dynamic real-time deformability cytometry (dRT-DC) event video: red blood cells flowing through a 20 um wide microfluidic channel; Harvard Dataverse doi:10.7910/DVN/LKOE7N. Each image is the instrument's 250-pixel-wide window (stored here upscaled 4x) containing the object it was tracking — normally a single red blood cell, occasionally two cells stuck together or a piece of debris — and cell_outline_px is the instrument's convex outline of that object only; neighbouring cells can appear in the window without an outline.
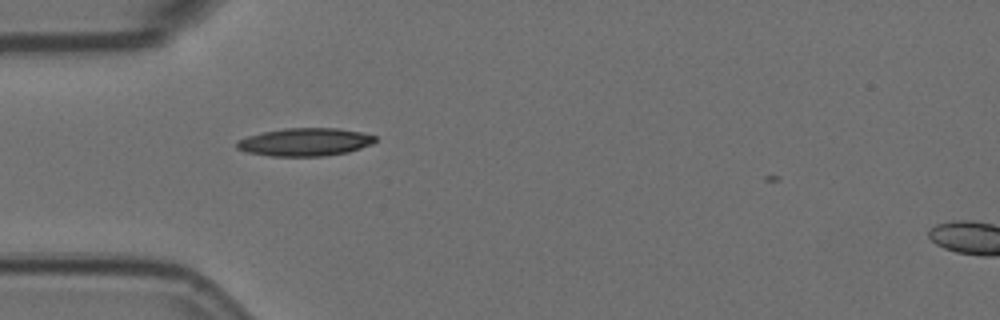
{"species": "Egyptian fruit bat (a non-hibernating species)", "species_latin": "Rousettus aegyptiacus", "temperature_condition": "room temperature", "stored_images_in_passage": 3, "camera_frame_rate_fps": 3000, "um_per_image_px": 0.085, "animal": {"sex": "female"}, "frame": {"image": 1, "passage_image": 2, "time_ms": 0.333, "image_size_px": [1000, 320], "cell_outline_px": [[376, 140], [372, 144], [348, 152], [324, 156], [272, 156], [248, 152], [236, 148], [236, 140], [248, 136], [264, 132], [284, 128], [336, 128], [360, 132], [376, 136]], "centroid_in_image_um": [25.92, 12.07], "position_along_channel_um": 59.1, "area_um2": 22.43}}